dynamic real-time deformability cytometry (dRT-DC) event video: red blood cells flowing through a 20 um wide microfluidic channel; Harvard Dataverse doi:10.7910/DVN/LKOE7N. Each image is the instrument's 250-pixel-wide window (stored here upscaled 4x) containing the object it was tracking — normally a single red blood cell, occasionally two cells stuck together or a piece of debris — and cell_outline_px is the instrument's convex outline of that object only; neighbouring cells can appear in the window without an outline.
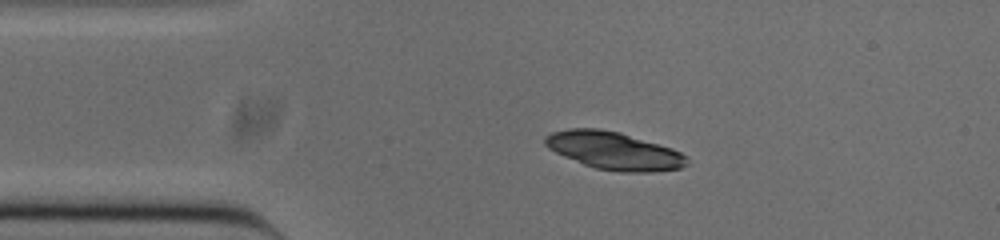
{"species": "common noctule bat (a hibernating species)", "species_latin": "Nyctalus noctula", "temperature_condition": "cold", "stored_images_in_passage": 43, "camera_frame_rate_fps": 3000, "um_per_image_px": 0.085, "animal": {"sex": "male", "body_mass_g": 20.0, "forearm_length_mm": 53.3}, "frame": {"image": 1, "passage_image": 1, "time_ms": 0.0, "image_size_px": [1000, 240], "cell_outline_px": [[688, 164], [680, 168], [652, 172], [620, 172], [596, 168], [584, 164], [564, 156], [548, 148], [544, 144], [544, 136], [552, 132], [568, 128], [596, 128], [620, 132], [672, 148], [688, 156]], "centroid_in_image_um": [52.19, 12.81], "position_along_channel_um": 32.8, "area_um2": 31.15}}